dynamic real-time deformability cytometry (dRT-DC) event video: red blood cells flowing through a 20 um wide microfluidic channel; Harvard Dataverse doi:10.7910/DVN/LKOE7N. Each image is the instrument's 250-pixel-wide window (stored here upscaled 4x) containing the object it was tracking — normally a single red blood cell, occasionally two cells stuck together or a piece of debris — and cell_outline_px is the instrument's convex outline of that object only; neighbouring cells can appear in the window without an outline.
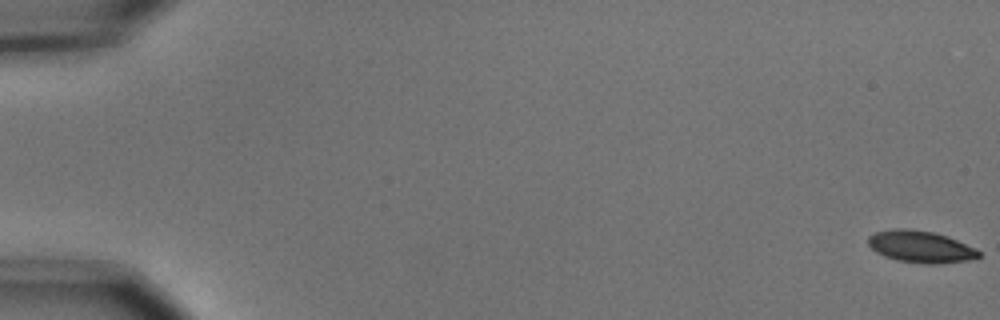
{"species": "common noctule bat (a hibernating species)", "species_latin": "Nyctalus noctula", "temperature_condition": "cold", "stored_images_in_passage": 5, "camera_frame_rate_fps": 3000, "um_per_image_px": 0.085, "animal": {"sex": "male", "body_mass_g": 15.6}, "frame": {"image": 1, "passage_image": 1, "time_ms": 0.0, "image_size_px": [1000, 320], "cell_outline_px": [[980, 256], [976, 260], [936, 264], [924, 264], [896, 260], [884, 256], [876, 252], [868, 244], [868, 236], [876, 232], [896, 228], [908, 228], [932, 232], [948, 236], [976, 248], [980, 252]], "centroid_in_image_um": [78.29, 20.98], "position_along_channel_um": 6.7, "area_um2": 20.81}}
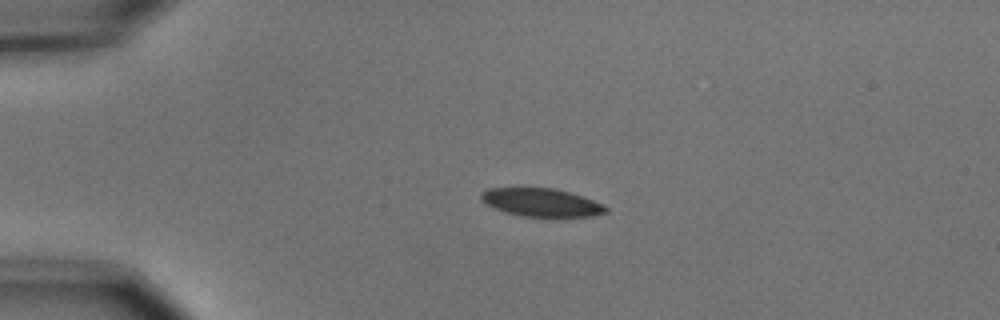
{"frame": {"image": 2, "passage_image": 4, "time_ms": 1.0, "image_size_px": [1000, 320], "cell_outline_px": [[608, 212], [592, 216], [520, 216], [504, 212], [488, 204], [480, 196], [480, 192], [488, 188], [552, 188], [568, 192], [592, 200], [608, 208]], "centroid_in_image_um": [45.99, 17.21], "position_along_channel_um": 39.0, "area_um2": 20.0}}